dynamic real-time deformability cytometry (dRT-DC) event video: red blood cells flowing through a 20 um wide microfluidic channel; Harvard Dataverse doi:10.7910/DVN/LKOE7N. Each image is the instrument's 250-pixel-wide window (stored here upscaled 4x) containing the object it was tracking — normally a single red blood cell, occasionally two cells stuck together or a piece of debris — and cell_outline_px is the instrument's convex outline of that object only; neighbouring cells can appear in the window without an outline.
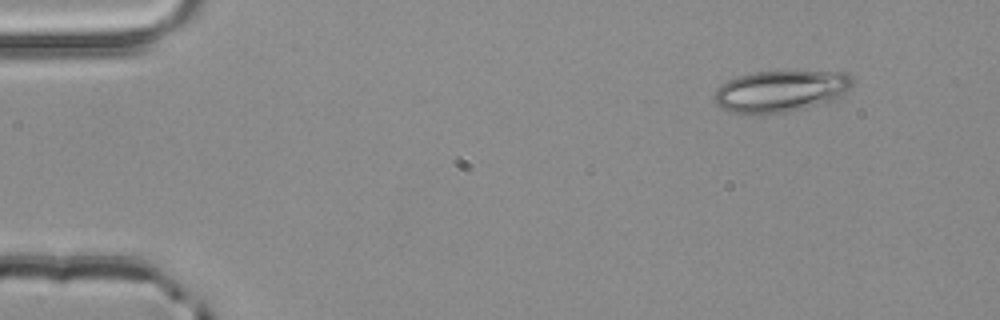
{"species": "common noctule bat (a hibernating species)", "species_latin": "Nyctalus noctula", "temperature_condition": "room temperature", "stored_images_in_passage": 4, "camera_frame_rate_fps": 3000, "um_per_image_px": 0.085, "animal": {"sex": "male", "body_mass_g": 20.4}, "frame": {"image": 1, "passage_image": 4, "time_ms": 1.0, "image_size_px": [1000, 320], "cell_outline_px": [[852, 88], [840, 96], [832, 100], [784, 112], [732, 112], [716, 104], [712, 100], [716, 88], [720, 84], [728, 80], [740, 76], [756, 72], [844, 72], [852, 76]], "centroid_in_image_um": [66.34, 7.72], "position_along_channel_um": 18.7, "area_um2": 32.6}}